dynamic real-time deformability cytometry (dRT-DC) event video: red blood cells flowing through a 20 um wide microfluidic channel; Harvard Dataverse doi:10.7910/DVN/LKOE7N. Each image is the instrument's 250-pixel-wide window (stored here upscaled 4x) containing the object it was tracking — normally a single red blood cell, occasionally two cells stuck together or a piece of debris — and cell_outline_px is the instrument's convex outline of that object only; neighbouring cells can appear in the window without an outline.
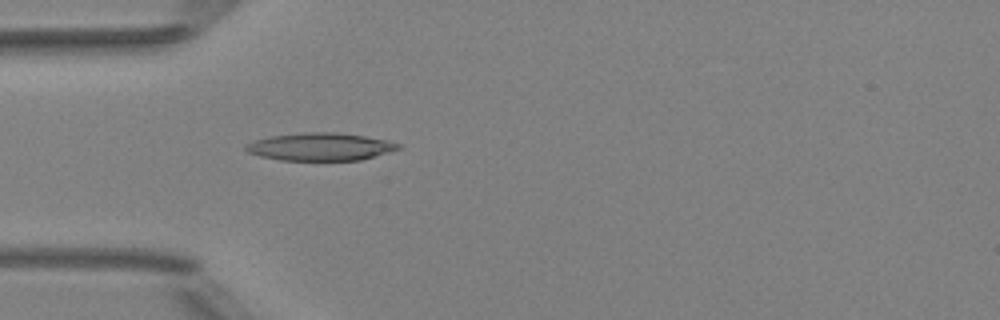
{"species": "Egyptian fruit bat (a non-hibernating species)", "species_latin": "Rousettus aegyptiacus", "temperature_condition": "room temperature", "stored_images_in_passage": 4, "camera_frame_rate_fps": 3000, "um_per_image_px": 0.085, "animal": {"sex": "female"}, "frame": {"image": 1, "passage_image": 4, "time_ms": 1.0, "image_size_px": [1000, 320], "cell_outline_px": [[404, 148], [360, 160], [280, 160], [260, 156], [248, 152], [244, 148], [248, 144], [256, 140], [272, 136], [312, 132], [332, 132], [364, 136], [388, 140], [400, 144]], "centroid_in_image_um": [27.29, 12.48], "position_along_channel_um": 57.7, "area_um2": 24.33}}